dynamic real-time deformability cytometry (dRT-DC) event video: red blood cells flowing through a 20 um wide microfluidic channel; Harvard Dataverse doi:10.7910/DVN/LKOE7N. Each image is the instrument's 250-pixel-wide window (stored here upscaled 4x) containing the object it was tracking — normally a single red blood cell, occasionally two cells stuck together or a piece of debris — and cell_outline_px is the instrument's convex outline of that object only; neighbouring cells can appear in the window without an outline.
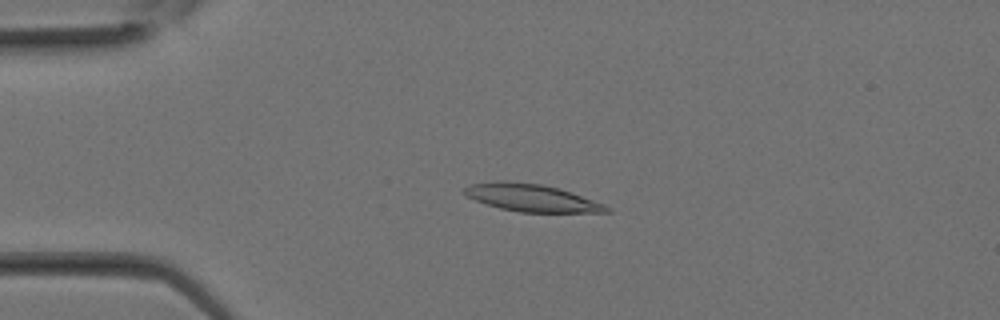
{"species": "Egyptian fruit bat (a non-hibernating species)", "species_latin": "Rousettus aegyptiacus", "temperature_condition": "room temperature", "stored_images_in_passage": 11, "camera_frame_rate_fps": 3000, "um_per_image_px": 0.085, "animal": {"sex": "female"}, "frame": {"image": 1, "passage_image": 7, "time_ms": 2.0, "image_size_px": [1000, 320], "cell_outline_px": [[612, 212], [520, 212], [500, 208], [476, 200], [460, 192], [468, 184], [500, 180], [504, 180], [544, 184], [560, 188], [604, 204], [612, 208]], "centroid_in_image_um": [45.17, 16.8], "position_along_channel_um": 39.8, "area_um2": 22.83}}
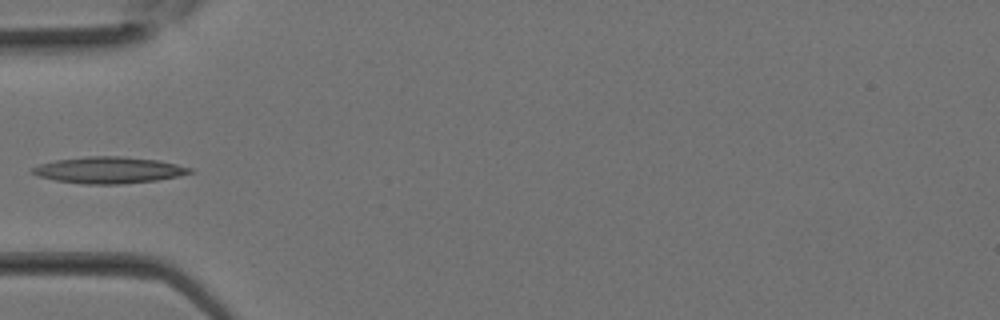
{"frame": {"image": 2, "passage_image": 10, "time_ms": 3.0, "image_size_px": [1000, 320], "cell_outline_px": [[196, 172], [156, 180], [120, 184], [84, 184], [56, 180], [36, 176], [32, 172], [32, 168], [40, 164], [56, 160], [88, 156], [120, 156], [156, 160], [176, 164], [192, 168]], "centroid_in_image_um": [9.25, 14.46], "position_along_channel_um": 75.8, "area_um2": 24.1}}